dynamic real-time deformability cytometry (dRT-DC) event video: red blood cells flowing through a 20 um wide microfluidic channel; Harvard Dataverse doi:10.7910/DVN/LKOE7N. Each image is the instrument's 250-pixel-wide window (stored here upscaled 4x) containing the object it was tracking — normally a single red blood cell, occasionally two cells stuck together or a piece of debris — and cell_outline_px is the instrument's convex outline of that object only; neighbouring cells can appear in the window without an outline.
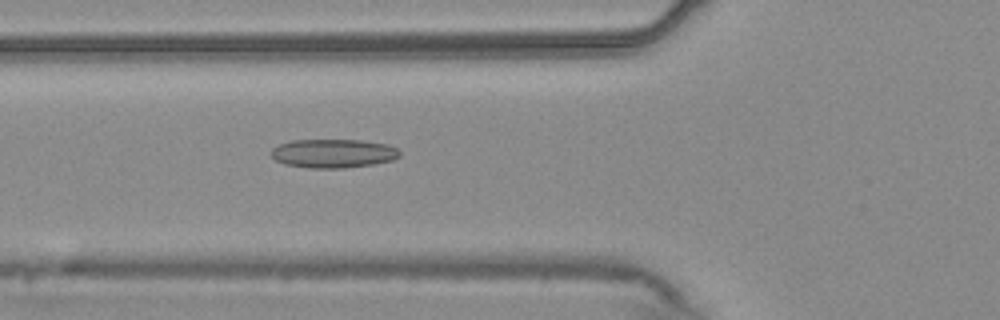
{"species": "common noctule bat (a hibernating species)", "species_latin": "Nyctalus noctula", "temperature_condition": "warm", "stored_images_in_passage": 38, "camera_frame_rate_fps": 3000, "um_per_image_px": 0.085, "animal": {"sex": "male", "body_mass_g": 20.4}, "frame": {"image": 1, "passage_image": 4, "time_ms": 1.0, "image_size_px": [1000, 320], "cell_outline_px": [[400, 156], [392, 160], [372, 164], [344, 168], [308, 168], [284, 164], [276, 160], [268, 152], [272, 148], [280, 144], [292, 140], [360, 140], [388, 144], [400, 148]], "centroid_in_image_um": [28.33, 13.04], "position_along_channel_um": 97.5, "area_um2": 21.73}}
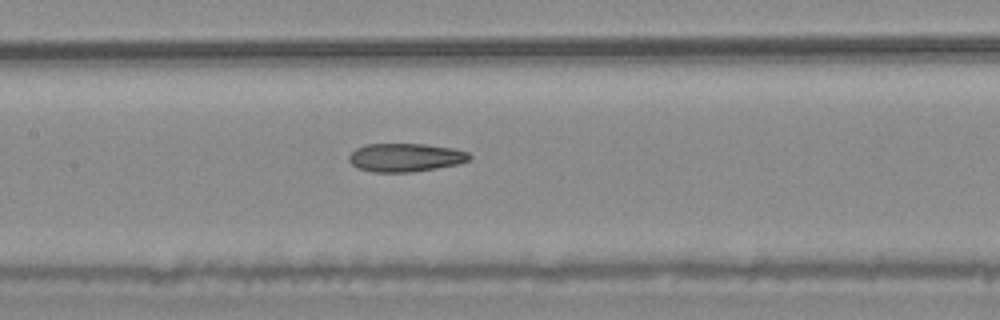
{"frame": {"image": 2, "passage_image": 10, "time_ms": 3.0, "image_size_px": [1000, 320], "cell_outline_px": [[472, 156], [468, 160], [460, 164], [412, 172], [372, 172], [356, 168], [348, 160], [348, 156], [356, 148], [368, 144], [424, 144], [452, 148], [468, 152]], "centroid_in_image_um": [34.45, 13.39], "position_along_channel_um": 173.0, "area_um2": 20.0}}
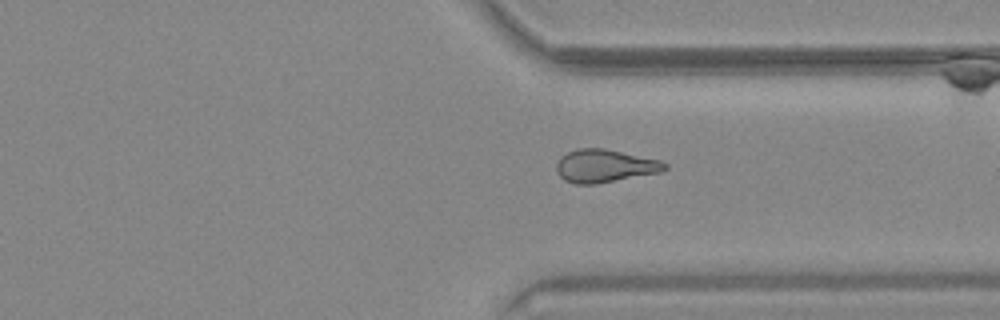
{"frame": {"image": 3, "passage_image": 25, "time_ms": 8.0, "image_size_px": [1000, 320], "cell_outline_px": [[668, 168], [660, 172], [596, 184], [572, 184], [564, 180], [556, 172], [556, 164], [560, 156], [576, 148], [604, 148], [660, 160], [668, 164]], "centroid_in_image_um": [51.37, 14.1], "position_along_channel_um": 360.0, "area_um2": 20.92}, "authors_computed_cell_mechanics": {"area_um2": 20.4612, "velocity_mm_per_s": 3.7357, "shape_relaxation_time_tau1_ms": null, "shape_relaxation_time_tau2_ms": 4.8737, "deformation_change_tau1": null, "deformation_change_tau2": 0.1264}}